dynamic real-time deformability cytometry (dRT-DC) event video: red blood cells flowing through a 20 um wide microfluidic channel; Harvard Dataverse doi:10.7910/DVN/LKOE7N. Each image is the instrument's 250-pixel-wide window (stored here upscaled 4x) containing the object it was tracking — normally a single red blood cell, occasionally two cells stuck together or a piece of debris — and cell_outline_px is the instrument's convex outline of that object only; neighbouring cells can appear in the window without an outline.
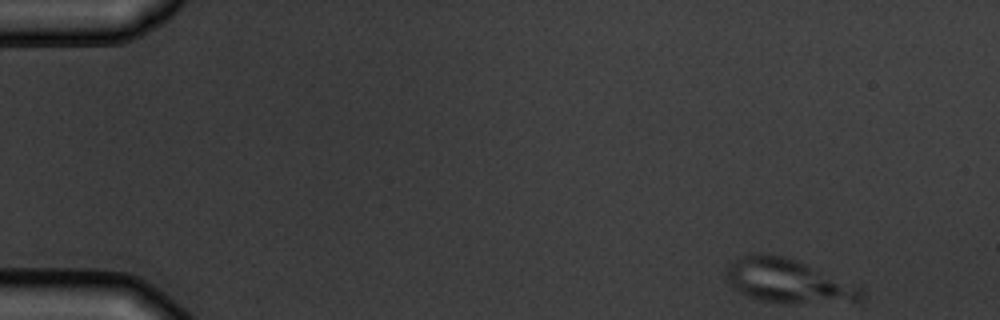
{"species": "common noctule bat (a hibernating species)", "species_latin": "Nyctalus noctula", "temperature_condition": "warm", "stored_images_in_passage": 5, "camera_frame_rate_fps": 3000, "um_per_image_px": 0.085, "animal": {"sex": "male", "body_mass_g": 19.5, "forearm_length_mm": 54.6}, "frame": {"image": 1, "passage_image": 1, "time_ms": 0.0, "image_size_px": [1000, 320], "cell_outline_px": [[864, 296], [860, 300], [764, 300], [748, 296], [732, 288], [728, 284], [724, 276], [728, 264], [732, 260], [756, 252], [760, 252], [784, 256], [796, 260], [860, 288]], "centroid_in_image_um": [66.78, 23.79], "position_along_channel_um": 18.2, "area_um2": 32.66}}